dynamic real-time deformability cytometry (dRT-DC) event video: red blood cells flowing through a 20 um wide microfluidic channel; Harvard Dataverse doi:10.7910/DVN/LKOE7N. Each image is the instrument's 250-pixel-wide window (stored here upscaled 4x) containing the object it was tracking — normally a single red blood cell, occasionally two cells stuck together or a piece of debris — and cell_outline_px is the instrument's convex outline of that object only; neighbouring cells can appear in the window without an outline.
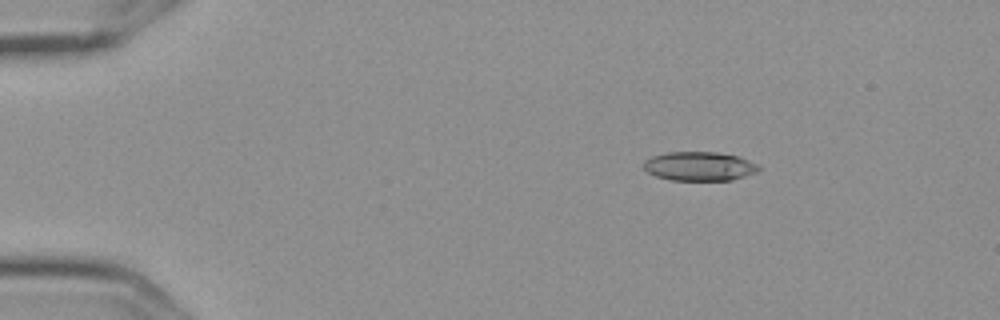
{"species": "Egyptian fruit bat (a non-hibernating species)", "species_latin": "Rousettus aegyptiacus", "temperature_condition": "cold", "stored_images_in_passage": 7, "camera_frame_rate_fps": 3000, "um_per_image_px": 0.085, "frame": {"image": 1, "passage_image": 3, "time_ms": 0.667, "image_size_px": [1000, 320], "cell_outline_px": [[760, 168], [756, 172], [732, 180], [672, 180], [656, 176], [648, 172], [644, 168], [644, 160], [652, 156], [668, 152], [716, 152], [736, 156], [748, 160], [756, 164]], "centroid_in_image_um": [59.42, 14.13], "position_along_channel_um": 25.6, "area_um2": 19.25}}
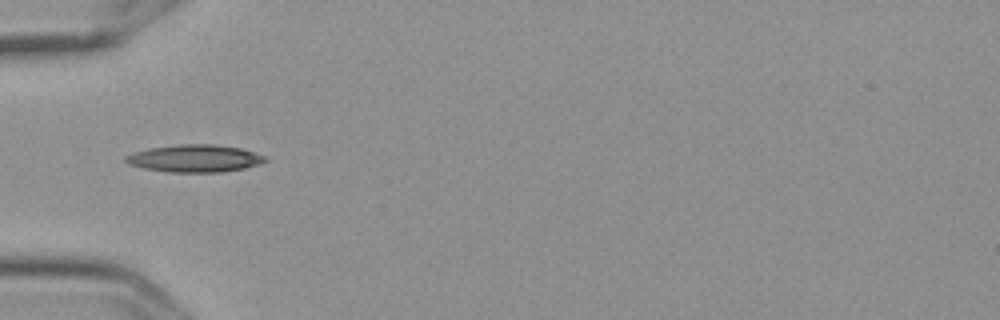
{"frame": {"image": 2, "passage_image": 6, "time_ms": 1.667, "image_size_px": [1000, 320], "cell_outline_px": [[268, 160], [260, 164], [244, 168], [220, 172], [168, 172], [144, 168], [128, 164], [124, 160], [124, 156], [148, 148], [180, 144], [216, 144], [240, 148], [268, 156]], "centroid_in_image_um": [16.58, 13.46], "position_along_channel_um": 68.4, "area_um2": 22.37}}
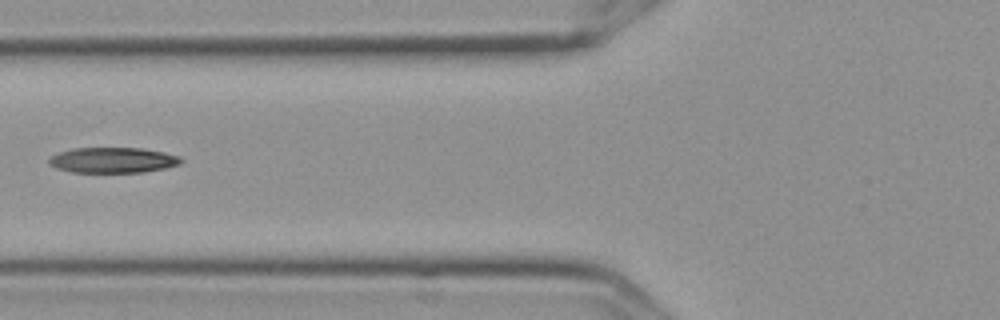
{"frame": {"image": 3, "passage_image": 7, "time_ms": 2.0, "image_size_px": [1000, 320], "cell_outline_px": [[184, 160], [180, 164], [164, 168], [144, 172], [72, 172], [56, 168], [48, 164], [48, 160], [52, 156], [60, 152], [72, 148], [140, 148], [164, 152], [180, 156]], "centroid_in_image_um": [9.6, 13.61], "position_along_channel_um": 116.2, "area_um2": 19.59}}